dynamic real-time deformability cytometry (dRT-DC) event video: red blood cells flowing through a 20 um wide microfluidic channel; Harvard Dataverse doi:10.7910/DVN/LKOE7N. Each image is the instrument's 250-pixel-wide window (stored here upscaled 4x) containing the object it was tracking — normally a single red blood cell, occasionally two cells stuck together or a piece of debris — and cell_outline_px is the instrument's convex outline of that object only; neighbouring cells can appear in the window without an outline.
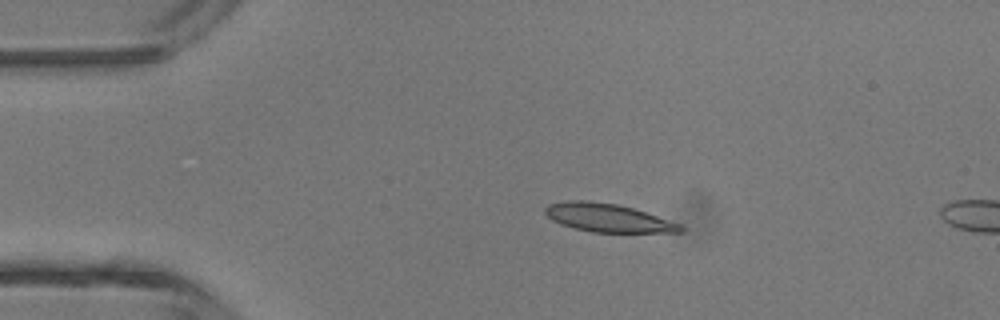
{"species": "common noctule bat (a hibernating species)", "species_latin": "Nyctalus noctula", "temperature_condition": "room temperature", "stored_images_in_passage": 3, "camera_frame_rate_fps": 3000, "um_per_image_px": 0.085, "animal": {"sex": "male", "body_mass_g": 13.3}, "frame": {"image": 1, "passage_image": 2, "time_ms": 2.0, "image_size_px": [1000, 320], "cell_outline_px": [[684, 228], [680, 232], [592, 232], [560, 224], [552, 220], [544, 212], [544, 208], [548, 204], [568, 200], [588, 200], [616, 204], [632, 208], [680, 224]], "centroid_in_image_um": [51.61, 18.5], "position_along_channel_um": 33.4, "area_um2": 22.02}}